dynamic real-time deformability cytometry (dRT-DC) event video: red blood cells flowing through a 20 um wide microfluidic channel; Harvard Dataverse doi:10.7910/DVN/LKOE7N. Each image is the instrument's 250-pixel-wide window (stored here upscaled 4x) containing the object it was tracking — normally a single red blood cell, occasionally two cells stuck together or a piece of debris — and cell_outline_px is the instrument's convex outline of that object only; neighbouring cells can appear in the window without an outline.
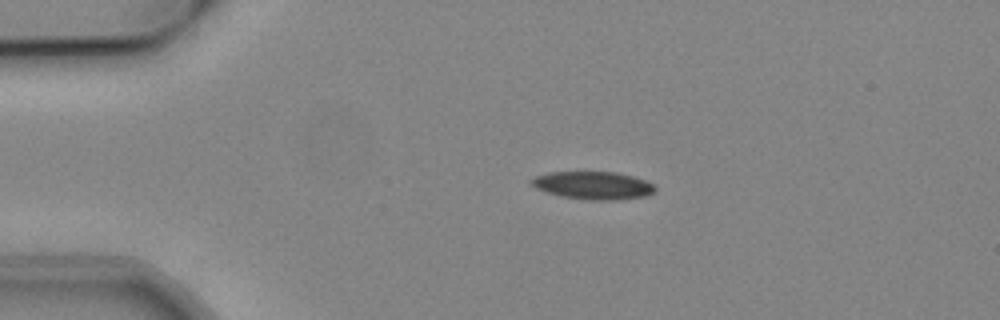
{"species": "common noctule bat (a hibernating species)", "species_latin": "Nyctalus noctula", "temperature_condition": "cold", "stored_images_in_passage": 7, "camera_frame_rate_fps": 3000, "um_per_image_px": 0.085, "animal": {"sex": "male", "body_mass_g": 19.2, "forearm_length_mm": 51.8}, "frame": {"image": 1, "passage_image": 1, "time_ms": 0.0, "image_size_px": [1000, 320], "cell_outline_px": [[656, 188], [652, 192], [644, 196], [612, 200], [592, 200], [564, 196], [544, 192], [528, 184], [528, 180], [536, 176], [548, 172], [616, 172], [632, 176], [644, 180], [652, 184]], "centroid_in_image_um": [50.34, 15.75], "position_along_channel_um": 34.7, "area_um2": 19.88}}
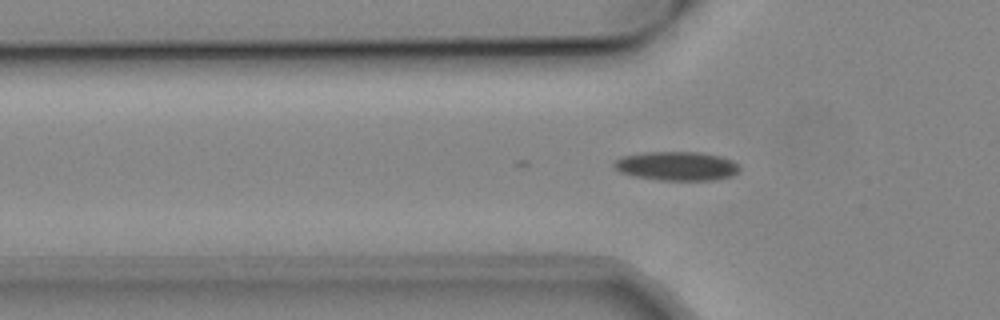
{"frame": {"image": 2, "passage_image": 7, "time_ms": 2.0, "image_size_px": [1000, 320], "cell_outline_px": [[740, 168], [732, 176], [716, 180], [656, 180], [632, 176], [620, 172], [612, 168], [612, 164], [616, 160], [624, 156], [644, 152], [696, 152], [720, 156], [732, 160]], "centroid_in_image_um": [57.48, 14.12], "position_along_channel_um": 68.3, "area_um2": 21.27}}